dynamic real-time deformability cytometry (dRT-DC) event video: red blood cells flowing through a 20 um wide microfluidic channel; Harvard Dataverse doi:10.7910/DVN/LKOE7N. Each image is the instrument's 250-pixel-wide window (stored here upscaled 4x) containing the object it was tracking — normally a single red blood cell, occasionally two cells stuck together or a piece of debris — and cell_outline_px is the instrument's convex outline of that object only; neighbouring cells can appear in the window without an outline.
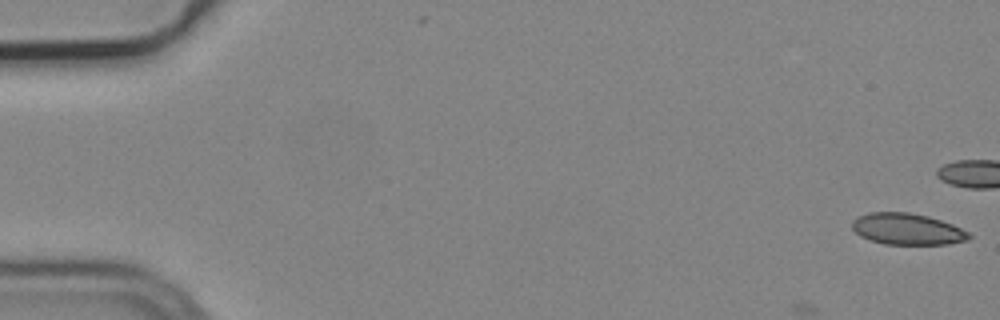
{"species": "common noctule bat (a hibernating species)", "species_latin": "Nyctalus noctula", "temperature_condition": "cold", "stored_images_in_passage": 5, "camera_frame_rate_fps": 3000, "um_per_image_px": 0.085, "animal": {"sex": "male", "body_mass_g": 19.2, "forearm_length_mm": 51.8}, "frame": {"image": 1, "passage_image": 1, "time_ms": 0.0, "image_size_px": [1000, 320], "cell_outline_px": [[972, 236], [968, 240], [948, 244], [884, 244], [860, 236], [852, 228], [852, 220], [860, 216], [872, 212], [908, 212], [928, 216], [952, 224], [968, 232]], "centroid_in_image_um": [77.13, 19.47], "position_along_channel_um": 7.9, "area_um2": 21.21}}